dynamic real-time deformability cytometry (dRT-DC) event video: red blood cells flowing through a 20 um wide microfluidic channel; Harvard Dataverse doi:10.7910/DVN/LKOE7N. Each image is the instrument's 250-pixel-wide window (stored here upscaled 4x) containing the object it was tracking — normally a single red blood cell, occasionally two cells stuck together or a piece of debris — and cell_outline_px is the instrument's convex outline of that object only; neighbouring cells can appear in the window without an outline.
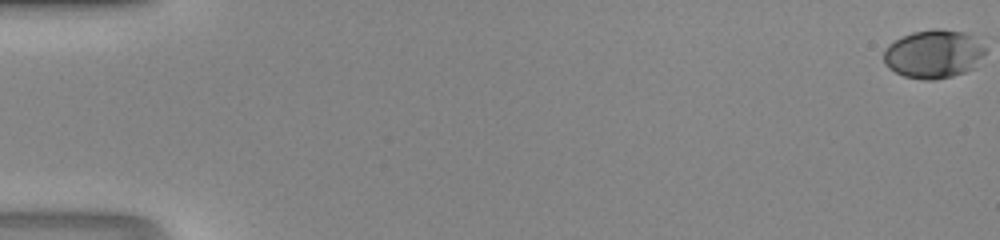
{"species": "human", "species_latin": "Homo sapiens", "temperature_condition": "room temperature", "stored_images_in_passage": 49, "camera_frame_rate_fps": 3000, "um_per_image_px": 0.085, "donor": {"sex": "male"}, "frame": {"image": 1, "passage_image": 1, "time_ms": 0.0, "image_size_px": [1000, 240], "cell_outline_px": [[984, 52], [976, 68], [952, 76], [936, 80], [924, 80], [904, 76], [888, 68], [884, 64], [884, 48], [888, 44], [912, 32], [932, 28], [940, 28], [964, 32], [984, 40]], "centroid_in_image_um": [79.38, 4.58], "position_along_channel_um": 5.6, "area_um2": 29.13}}
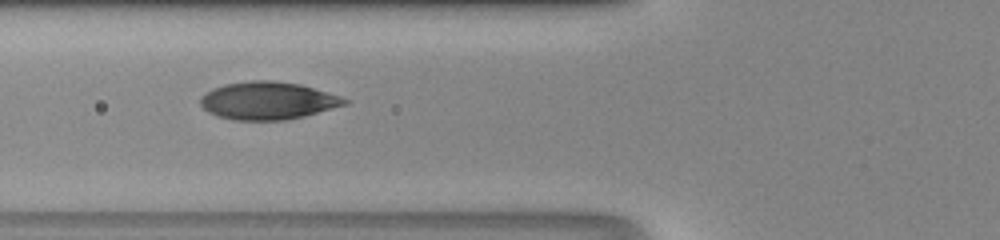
{"frame": {"image": 2, "passage_image": 21, "time_ms": 6.667, "image_size_px": [1000, 240], "cell_outline_px": [[348, 104], [304, 116], [284, 120], [236, 120], [216, 116], [208, 112], [200, 104], [200, 96], [212, 88], [224, 84], [252, 80], [272, 80], [300, 84], [340, 96], [348, 100]], "centroid_in_image_um": [22.73, 8.55], "position_along_channel_um": 103.1, "area_um2": 31.67}}
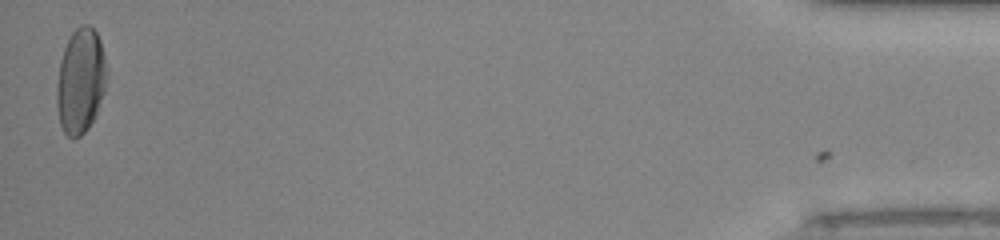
{"frame": {"image": 3, "passage_image": 49, "time_ms": 16.0, "image_size_px": [1000, 240], "cell_outline_px": [[104, 92], [96, 116], [88, 128], [80, 136], [72, 140], [64, 132], [60, 124], [56, 104], [56, 88], [60, 60], [64, 48], [72, 32], [80, 24], [88, 24], [96, 32], [100, 40], [104, 56]], "centroid_in_image_um": [6.81, 6.9], "position_along_channel_um": 428.4, "area_um2": 30.46}}